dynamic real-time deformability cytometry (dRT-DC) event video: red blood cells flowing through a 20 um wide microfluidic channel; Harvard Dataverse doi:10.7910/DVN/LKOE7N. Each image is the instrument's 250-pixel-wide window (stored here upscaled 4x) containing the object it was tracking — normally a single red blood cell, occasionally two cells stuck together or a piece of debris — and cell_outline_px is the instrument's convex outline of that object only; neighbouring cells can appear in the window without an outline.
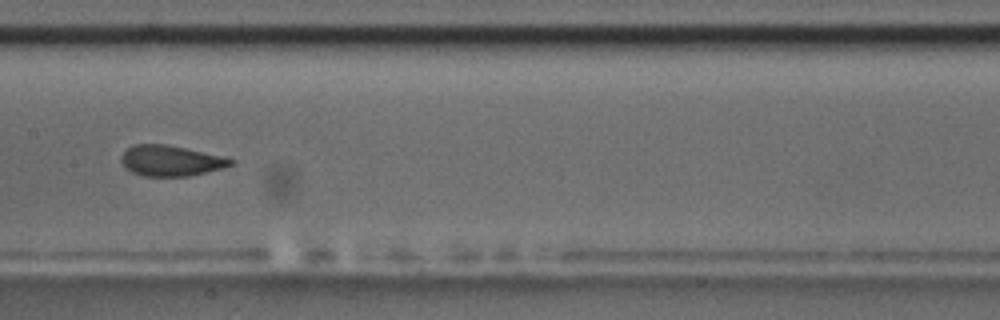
{"species": "common noctule bat (a hibernating species)", "species_latin": "Nyctalus noctula", "temperature_condition": "room temperature", "stored_images_in_passage": 50, "camera_frame_rate_fps": 3000, "um_per_image_px": 0.085, "animal": {"sex": "male", "body_mass_g": 17.5, "forearm_length_mm": 52.3}, "frame": {"image": 1, "passage_image": 29, "time_ms": 9.333, "image_size_px": [1000, 320], "cell_outline_px": [[236, 160], [232, 164], [220, 168], [188, 176], [144, 176], [132, 172], [124, 168], [120, 160], [120, 156], [132, 144], [164, 144], [184, 148], [220, 156]], "centroid_in_image_um": [14.43, 13.66], "position_along_channel_um": 193.0, "area_um2": 19.25}, "authors_computed_cell_mechanics": {"area_um2": 19.8543, "velocity_mm_per_s": 3.6015, "shape_relaxation_time_tau1_ms": 8.6436, "shape_relaxation_time_tau2_ms": 0.9519, "deformation_change_tau1": 0.1709, "deformation_change_tau2": 0.0637}}